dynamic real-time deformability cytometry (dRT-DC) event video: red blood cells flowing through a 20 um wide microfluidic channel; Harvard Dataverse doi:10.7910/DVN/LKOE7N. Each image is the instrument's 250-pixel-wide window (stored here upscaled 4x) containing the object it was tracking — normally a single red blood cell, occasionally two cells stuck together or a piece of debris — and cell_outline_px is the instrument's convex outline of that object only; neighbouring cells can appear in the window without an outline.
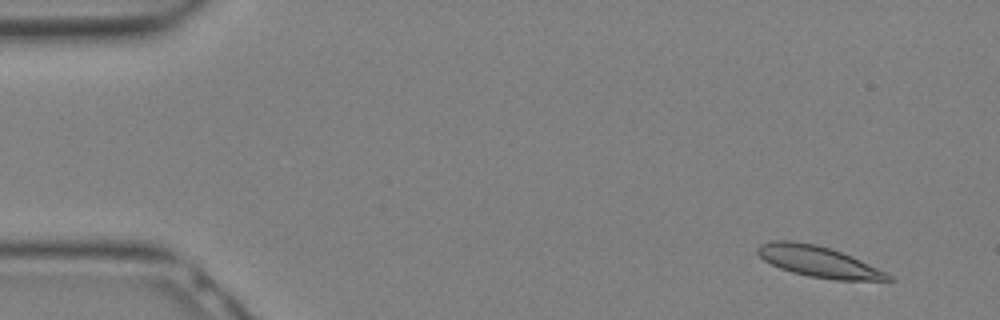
{"species": "Egyptian fruit bat (a non-hibernating species)", "species_latin": "Rousettus aegyptiacus", "temperature_condition": "warm", "stored_images_in_passage": 16, "camera_frame_rate_fps": 3000, "um_per_image_px": 0.085, "animal": {"sex": "female"}, "frame": {"image": 1, "passage_image": 2, "time_ms": 0.333, "image_size_px": [1000, 320], "cell_outline_px": [[896, 280], [836, 280], [808, 276], [792, 272], [780, 268], [764, 260], [756, 252], [756, 248], [760, 244], [772, 240], [792, 240], [816, 244], [852, 256], [892, 276]], "centroid_in_image_um": [69.52, 22.22], "position_along_channel_um": 15.5, "area_um2": 23.35}}
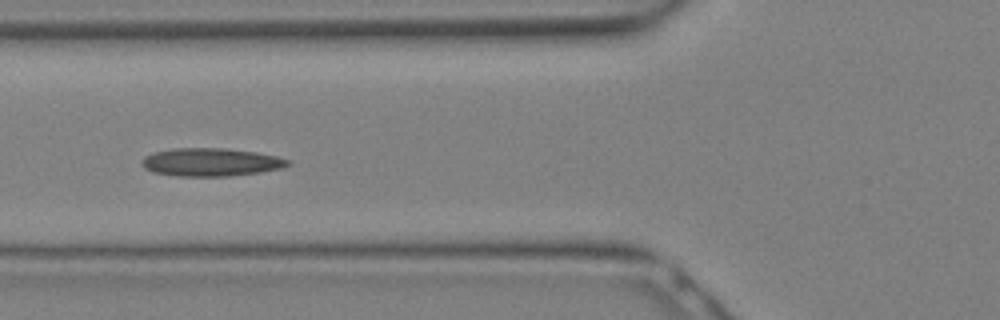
{"frame": {"image": 2, "passage_image": 11, "time_ms": 3.333, "image_size_px": [1000, 320], "cell_outline_px": [[292, 164], [284, 168], [260, 172], [228, 176], [176, 176], [152, 172], [144, 168], [140, 164], [144, 156], [152, 152], [172, 148], [224, 148], [256, 152], [276, 156], [292, 160]], "centroid_in_image_um": [17.93, 13.78], "position_along_channel_um": 107.9, "area_um2": 24.22}}
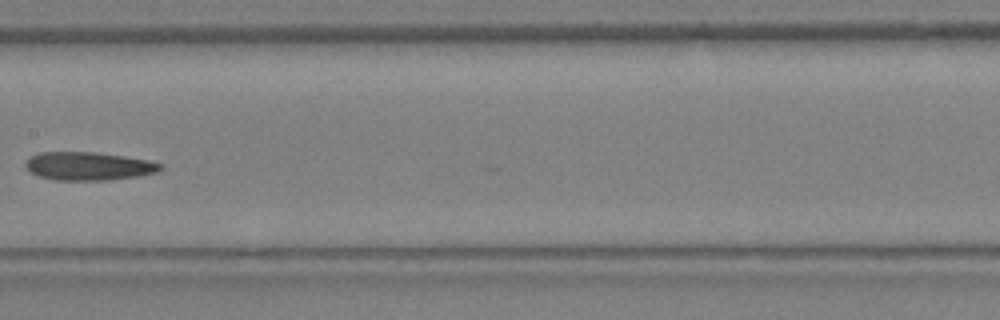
{"frame": {"image": 3, "passage_image": 15, "time_ms": 4.667, "image_size_px": [1000, 320], "cell_outline_px": [[164, 168], [156, 172], [136, 176], [108, 180], [56, 180], [40, 176], [32, 172], [24, 164], [32, 156], [40, 152], [96, 152], [124, 156], [148, 160], [164, 164]], "centroid_in_image_um": [7.57, 14.11], "position_along_channel_um": 199.8, "area_um2": 22.02}}